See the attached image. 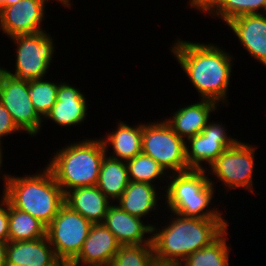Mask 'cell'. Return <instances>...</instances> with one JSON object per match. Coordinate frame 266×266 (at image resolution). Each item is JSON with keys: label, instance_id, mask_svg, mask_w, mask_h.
Wrapping results in <instances>:
<instances>
[{"label": "cell", "instance_id": "obj_24", "mask_svg": "<svg viewBox=\"0 0 266 266\" xmlns=\"http://www.w3.org/2000/svg\"><path fill=\"white\" fill-rule=\"evenodd\" d=\"M265 8L266 0H213L202 12L218 17L227 24L241 15L263 14Z\"/></svg>", "mask_w": 266, "mask_h": 266}, {"label": "cell", "instance_id": "obj_39", "mask_svg": "<svg viewBox=\"0 0 266 266\" xmlns=\"http://www.w3.org/2000/svg\"><path fill=\"white\" fill-rule=\"evenodd\" d=\"M60 266H69V265H68V264H63V263H62Z\"/></svg>", "mask_w": 266, "mask_h": 266}, {"label": "cell", "instance_id": "obj_14", "mask_svg": "<svg viewBox=\"0 0 266 266\" xmlns=\"http://www.w3.org/2000/svg\"><path fill=\"white\" fill-rule=\"evenodd\" d=\"M88 103L85 95L73 85L61 81L56 102L45 116L61 127H71L84 123L87 116Z\"/></svg>", "mask_w": 266, "mask_h": 266}, {"label": "cell", "instance_id": "obj_17", "mask_svg": "<svg viewBox=\"0 0 266 266\" xmlns=\"http://www.w3.org/2000/svg\"><path fill=\"white\" fill-rule=\"evenodd\" d=\"M218 106L219 104L212 100L201 99L197 103H191V105L183 106L176 112H172L173 116L166 118L165 122L180 138L186 141L202 132Z\"/></svg>", "mask_w": 266, "mask_h": 266}, {"label": "cell", "instance_id": "obj_32", "mask_svg": "<svg viewBox=\"0 0 266 266\" xmlns=\"http://www.w3.org/2000/svg\"><path fill=\"white\" fill-rule=\"evenodd\" d=\"M8 242L0 241V266H5L7 263L6 253H7Z\"/></svg>", "mask_w": 266, "mask_h": 266}, {"label": "cell", "instance_id": "obj_23", "mask_svg": "<svg viewBox=\"0 0 266 266\" xmlns=\"http://www.w3.org/2000/svg\"><path fill=\"white\" fill-rule=\"evenodd\" d=\"M8 242L34 241L46 236V226L27 212L14 208L8 202Z\"/></svg>", "mask_w": 266, "mask_h": 266}, {"label": "cell", "instance_id": "obj_29", "mask_svg": "<svg viewBox=\"0 0 266 266\" xmlns=\"http://www.w3.org/2000/svg\"><path fill=\"white\" fill-rule=\"evenodd\" d=\"M16 132H20V130L13 122L10 113L0 102V143H2L3 137L15 134Z\"/></svg>", "mask_w": 266, "mask_h": 266}, {"label": "cell", "instance_id": "obj_13", "mask_svg": "<svg viewBox=\"0 0 266 266\" xmlns=\"http://www.w3.org/2000/svg\"><path fill=\"white\" fill-rule=\"evenodd\" d=\"M103 224L113 233L120 245L152 243L153 225L145 224L141 218L125 212L117 203L108 207Z\"/></svg>", "mask_w": 266, "mask_h": 266}, {"label": "cell", "instance_id": "obj_9", "mask_svg": "<svg viewBox=\"0 0 266 266\" xmlns=\"http://www.w3.org/2000/svg\"><path fill=\"white\" fill-rule=\"evenodd\" d=\"M255 148L258 149L254 145L239 140L227 148L206 172L208 174L211 172V176L215 175L227 191L241 188L253 193V176L256 168Z\"/></svg>", "mask_w": 266, "mask_h": 266}, {"label": "cell", "instance_id": "obj_22", "mask_svg": "<svg viewBox=\"0 0 266 266\" xmlns=\"http://www.w3.org/2000/svg\"><path fill=\"white\" fill-rule=\"evenodd\" d=\"M108 154L102 160L96 186L113 203L123 195L130 180L126 162Z\"/></svg>", "mask_w": 266, "mask_h": 266}, {"label": "cell", "instance_id": "obj_27", "mask_svg": "<svg viewBox=\"0 0 266 266\" xmlns=\"http://www.w3.org/2000/svg\"><path fill=\"white\" fill-rule=\"evenodd\" d=\"M58 86L59 83L45 80V78L28 80V94L31 102L43 120L56 102Z\"/></svg>", "mask_w": 266, "mask_h": 266}, {"label": "cell", "instance_id": "obj_19", "mask_svg": "<svg viewBox=\"0 0 266 266\" xmlns=\"http://www.w3.org/2000/svg\"><path fill=\"white\" fill-rule=\"evenodd\" d=\"M65 204L92 224L103 223L111 201L94 186L77 187L65 193Z\"/></svg>", "mask_w": 266, "mask_h": 266}, {"label": "cell", "instance_id": "obj_4", "mask_svg": "<svg viewBox=\"0 0 266 266\" xmlns=\"http://www.w3.org/2000/svg\"><path fill=\"white\" fill-rule=\"evenodd\" d=\"M208 176L206 170L195 169L169 174L168 185L162 188L165 187L164 204L170 213L199 219H225L219 208L210 207L216 184Z\"/></svg>", "mask_w": 266, "mask_h": 266}, {"label": "cell", "instance_id": "obj_1", "mask_svg": "<svg viewBox=\"0 0 266 266\" xmlns=\"http://www.w3.org/2000/svg\"><path fill=\"white\" fill-rule=\"evenodd\" d=\"M200 99L228 103L233 55L218 45L177 39L170 47ZM222 102V103H220Z\"/></svg>", "mask_w": 266, "mask_h": 266}, {"label": "cell", "instance_id": "obj_35", "mask_svg": "<svg viewBox=\"0 0 266 266\" xmlns=\"http://www.w3.org/2000/svg\"><path fill=\"white\" fill-rule=\"evenodd\" d=\"M56 2H59V3H61L62 4V6H66L67 8L69 7H71V0H55Z\"/></svg>", "mask_w": 266, "mask_h": 266}, {"label": "cell", "instance_id": "obj_15", "mask_svg": "<svg viewBox=\"0 0 266 266\" xmlns=\"http://www.w3.org/2000/svg\"><path fill=\"white\" fill-rule=\"evenodd\" d=\"M226 25L237 36L245 51L266 67V17L263 14H245Z\"/></svg>", "mask_w": 266, "mask_h": 266}, {"label": "cell", "instance_id": "obj_10", "mask_svg": "<svg viewBox=\"0 0 266 266\" xmlns=\"http://www.w3.org/2000/svg\"><path fill=\"white\" fill-rule=\"evenodd\" d=\"M0 102L22 132L36 137L44 120L36 112L28 94V80L17 79L4 70L0 73Z\"/></svg>", "mask_w": 266, "mask_h": 266}, {"label": "cell", "instance_id": "obj_26", "mask_svg": "<svg viewBox=\"0 0 266 266\" xmlns=\"http://www.w3.org/2000/svg\"><path fill=\"white\" fill-rule=\"evenodd\" d=\"M129 180L133 182H141L155 185L154 181L157 179L163 180L166 176V183L168 173L150 156L140 153L134 158L126 161Z\"/></svg>", "mask_w": 266, "mask_h": 266}, {"label": "cell", "instance_id": "obj_28", "mask_svg": "<svg viewBox=\"0 0 266 266\" xmlns=\"http://www.w3.org/2000/svg\"><path fill=\"white\" fill-rule=\"evenodd\" d=\"M154 261L153 243L121 245L110 266H151Z\"/></svg>", "mask_w": 266, "mask_h": 266}, {"label": "cell", "instance_id": "obj_2", "mask_svg": "<svg viewBox=\"0 0 266 266\" xmlns=\"http://www.w3.org/2000/svg\"><path fill=\"white\" fill-rule=\"evenodd\" d=\"M171 213L169 223L153 224L152 243L155 260L181 263L189 254L210 245L226 229L225 219H199Z\"/></svg>", "mask_w": 266, "mask_h": 266}, {"label": "cell", "instance_id": "obj_31", "mask_svg": "<svg viewBox=\"0 0 266 266\" xmlns=\"http://www.w3.org/2000/svg\"><path fill=\"white\" fill-rule=\"evenodd\" d=\"M189 6L197 9L200 13L213 1V0H188Z\"/></svg>", "mask_w": 266, "mask_h": 266}, {"label": "cell", "instance_id": "obj_12", "mask_svg": "<svg viewBox=\"0 0 266 266\" xmlns=\"http://www.w3.org/2000/svg\"><path fill=\"white\" fill-rule=\"evenodd\" d=\"M48 0H20L0 10V30L8 38L43 30Z\"/></svg>", "mask_w": 266, "mask_h": 266}, {"label": "cell", "instance_id": "obj_41", "mask_svg": "<svg viewBox=\"0 0 266 266\" xmlns=\"http://www.w3.org/2000/svg\"><path fill=\"white\" fill-rule=\"evenodd\" d=\"M5 266H15V265H11V264H7V263H6V265H5Z\"/></svg>", "mask_w": 266, "mask_h": 266}, {"label": "cell", "instance_id": "obj_18", "mask_svg": "<svg viewBox=\"0 0 266 266\" xmlns=\"http://www.w3.org/2000/svg\"><path fill=\"white\" fill-rule=\"evenodd\" d=\"M6 260L7 264L15 266H60L62 264L46 236L34 241L8 242Z\"/></svg>", "mask_w": 266, "mask_h": 266}, {"label": "cell", "instance_id": "obj_3", "mask_svg": "<svg viewBox=\"0 0 266 266\" xmlns=\"http://www.w3.org/2000/svg\"><path fill=\"white\" fill-rule=\"evenodd\" d=\"M2 176L3 197L12 207L27 212L46 227L65 204V194L46 166L33 175Z\"/></svg>", "mask_w": 266, "mask_h": 266}, {"label": "cell", "instance_id": "obj_20", "mask_svg": "<svg viewBox=\"0 0 266 266\" xmlns=\"http://www.w3.org/2000/svg\"><path fill=\"white\" fill-rule=\"evenodd\" d=\"M115 131L101 138L106 152L112 147L111 158L128 161L142 152V123L133 127L123 121H119Z\"/></svg>", "mask_w": 266, "mask_h": 266}, {"label": "cell", "instance_id": "obj_25", "mask_svg": "<svg viewBox=\"0 0 266 266\" xmlns=\"http://www.w3.org/2000/svg\"><path fill=\"white\" fill-rule=\"evenodd\" d=\"M226 229L215 241L200 250L189 254L182 262V266H230V248L226 241Z\"/></svg>", "mask_w": 266, "mask_h": 266}, {"label": "cell", "instance_id": "obj_16", "mask_svg": "<svg viewBox=\"0 0 266 266\" xmlns=\"http://www.w3.org/2000/svg\"><path fill=\"white\" fill-rule=\"evenodd\" d=\"M121 245L103 224H92L79 255L69 265L110 264Z\"/></svg>", "mask_w": 266, "mask_h": 266}, {"label": "cell", "instance_id": "obj_37", "mask_svg": "<svg viewBox=\"0 0 266 266\" xmlns=\"http://www.w3.org/2000/svg\"><path fill=\"white\" fill-rule=\"evenodd\" d=\"M69 266H110V264H87V265H69Z\"/></svg>", "mask_w": 266, "mask_h": 266}, {"label": "cell", "instance_id": "obj_38", "mask_svg": "<svg viewBox=\"0 0 266 266\" xmlns=\"http://www.w3.org/2000/svg\"><path fill=\"white\" fill-rule=\"evenodd\" d=\"M2 71H3V66H2V67L0 66V73H1Z\"/></svg>", "mask_w": 266, "mask_h": 266}, {"label": "cell", "instance_id": "obj_40", "mask_svg": "<svg viewBox=\"0 0 266 266\" xmlns=\"http://www.w3.org/2000/svg\"><path fill=\"white\" fill-rule=\"evenodd\" d=\"M263 15L266 17V8H265V11H264Z\"/></svg>", "mask_w": 266, "mask_h": 266}, {"label": "cell", "instance_id": "obj_30", "mask_svg": "<svg viewBox=\"0 0 266 266\" xmlns=\"http://www.w3.org/2000/svg\"><path fill=\"white\" fill-rule=\"evenodd\" d=\"M8 223V201L2 196L0 200V241L8 242Z\"/></svg>", "mask_w": 266, "mask_h": 266}, {"label": "cell", "instance_id": "obj_36", "mask_svg": "<svg viewBox=\"0 0 266 266\" xmlns=\"http://www.w3.org/2000/svg\"><path fill=\"white\" fill-rule=\"evenodd\" d=\"M2 144L0 143V173L2 172L1 170V167H2V164H3V149H2Z\"/></svg>", "mask_w": 266, "mask_h": 266}, {"label": "cell", "instance_id": "obj_8", "mask_svg": "<svg viewBox=\"0 0 266 266\" xmlns=\"http://www.w3.org/2000/svg\"><path fill=\"white\" fill-rule=\"evenodd\" d=\"M92 223L64 204L46 227V237L56 257L70 264L80 253Z\"/></svg>", "mask_w": 266, "mask_h": 266}, {"label": "cell", "instance_id": "obj_7", "mask_svg": "<svg viewBox=\"0 0 266 266\" xmlns=\"http://www.w3.org/2000/svg\"><path fill=\"white\" fill-rule=\"evenodd\" d=\"M51 34L42 31L35 34L17 35L10 39L16 44L15 71L3 70L10 76L23 79H41L48 74L56 51L55 39Z\"/></svg>", "mask_w": 266, "mask_h": 266}, {"label": "cell", "instance_id": "obj_6", "mask_svg": "<svg viewBox=\"0 0 266 266\" xmlns=\"http://www.w3.org/2000/svg\"><path fill=\"white\" fill-rule=\"evenodd\" d=\"M185 145V140L165 120L142 123V153L153 158L168 174L190 170Z\"/></svg>", "mask_w": 266, "mask_h": 266}, {"label": "cell", "instance_id": "obj_21", "mask_svg": "<svg viewBox=\"0 0 266 266\" xmlns=\"http://www.w3.org/2000/svg\"><path fill=\"white\" fill-rule=\"evenodd\" d=\"M157 186L148 183L130 181L123 195L117 200L118 206L125 212L143 218L158 210V201L163 198L156 190Z\"/></svg>", "mask_w": 266, "mask_h": 266}, {"label": "cell", "instance_id": "obj_5", "mask_svg": "<svg viewBox=\"0 0 266 266\" xmlns=\"http://www.w3.org/2000/svg\"><path fill=\"white\" fill-rule=\"evenodd\" d=\"M83 140L56 150L46 165L64 194L77 187L97 184L106 149L101 138Z\"/></svg>", "mask_w": 266, "mask_h": 266}, {"label": "cell", "instance_id": "obj_11", "mask_svg": "<svg viewBox=\"0 0 266 266\" xmlns=\"http://www.w3.org/2000/svg\"><path fill=\"white\" fill-rule=\"evenodd\" d=\"M224 126L220 122L209 121L200 134L185 141L186 161L189 169L207 170L206 164L210 167L227 148L239 140L230 137Z\"/></svg>", "mask_w": 266, "mask_h": 266}, {"label": "cell", "instance_id": "obj_34", "mask_svg": "<svg viewBox=\"0 0 266 266\" xmlns=\"http://www.w3.org/2000/svg\"><path fill=\"white\" fill-rule=\"evenodd\" d=\"M20 0H0V10L6 6H11Z\"/></svg>", "mask_w": 266, "mask_h": 266}, {"label": "cell", "instance_id": "obj_33", "mask_svg": "<svg viewBox=\"0 0 266 266\" xmlns=\"http://www.w3.org/2000/svg\"><path fill=\"white\" fill-rule=\"evenodd\" d=\"M151 266H182L181 263H172V262H160L155 260Z\"/></svg>", "mask_w": 266, "mask_h": 266}]
</instances>
